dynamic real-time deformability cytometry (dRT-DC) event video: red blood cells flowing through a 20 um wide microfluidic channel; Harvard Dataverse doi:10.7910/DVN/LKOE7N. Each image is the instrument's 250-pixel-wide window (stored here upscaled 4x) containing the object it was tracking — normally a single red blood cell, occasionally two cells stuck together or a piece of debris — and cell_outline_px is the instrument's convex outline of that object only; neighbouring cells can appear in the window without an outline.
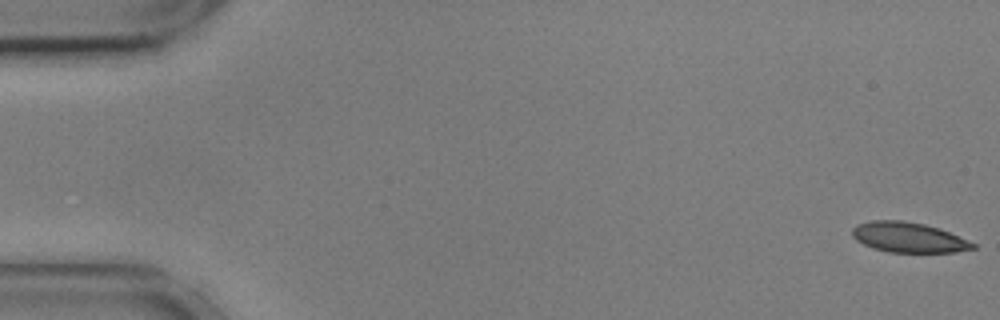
{"species": "common noctule bat (a hibernating species)", "species_latin": "Nyctalus noctula", "temperature_condition": "cold", "stored_images_in_passage": 56, "camera_frame_rate_fps": 3000, "um_per_image_px": 0.085, "animal": {"sex": "male", "body_mass_g": 17.9, "forearm_length_mm": 54.2}, "frame": {"image": 1, "passage_image": 1, "time_ms": 0.0, "image_size_px": [1000, 320], "cell_outline_px": [[976, 248], [956, 252], [888, 252], [872, 248], [856, 240], [852, 236], [852, 228], [856, 224], [872, 220], [904, 220], [924, 224], [940, 228], [976, 244]], "centroid_in_image_um": [77.2, 20.17], "position_along_channel_um": 7.8, "area_um2": 21.27}}
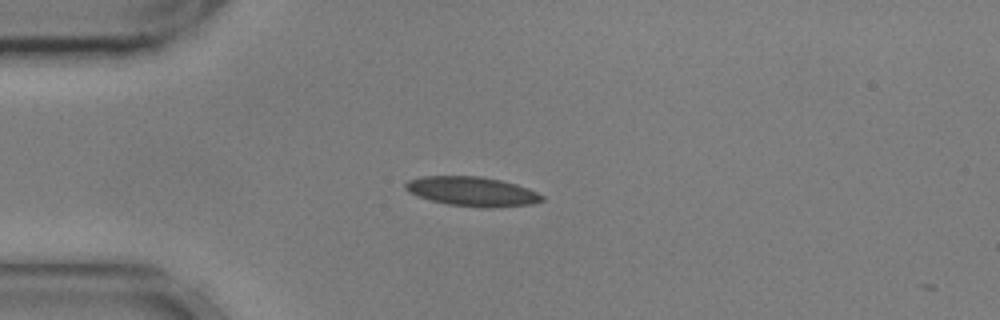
{"frame": {"image": 2, "passage_image": 14, "time_ms": 4.333, "image_size_px": [1000, 320], "cell_outline_px": [[544, 200], [532, 204], [492, 208], [480, 208], [448, 204], [416, 196], [408, 192], [404, 188], [404, 184], [408, 180], [420, 176], [480, 176], [500, 180], [516, 184], [528, 188], [544, 196]], "centroid_in_image_um": [40.11, 16.27], "position_along_channel_um": 44.9, "area_um2": 23.58}}
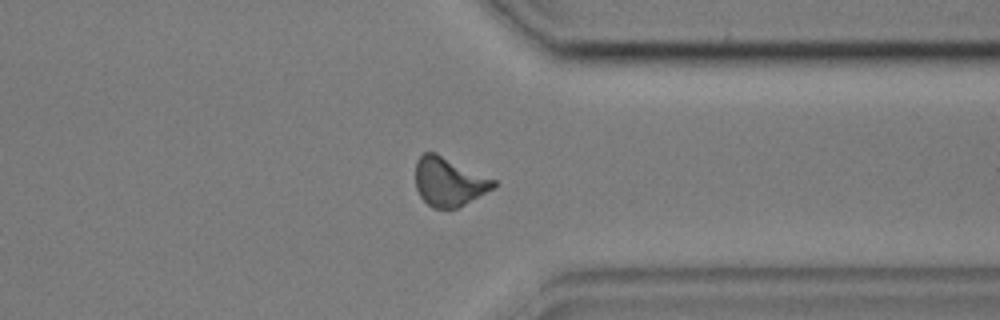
{"frame": {"image": 3, "passage_image": 43, "time_ms": 14.0, "image_size_px": [1000, 320], "cell_outline_px": [[496, 188], [456, 208], [432, 208], [420, 196], [416, 188], [416, 160], [424, 152], [436, 152], [496, 180]], "centroid_in_image_um": [38.16, 15.44], "position_along_channel_um": 373.2, "area_um2": 22.2}}